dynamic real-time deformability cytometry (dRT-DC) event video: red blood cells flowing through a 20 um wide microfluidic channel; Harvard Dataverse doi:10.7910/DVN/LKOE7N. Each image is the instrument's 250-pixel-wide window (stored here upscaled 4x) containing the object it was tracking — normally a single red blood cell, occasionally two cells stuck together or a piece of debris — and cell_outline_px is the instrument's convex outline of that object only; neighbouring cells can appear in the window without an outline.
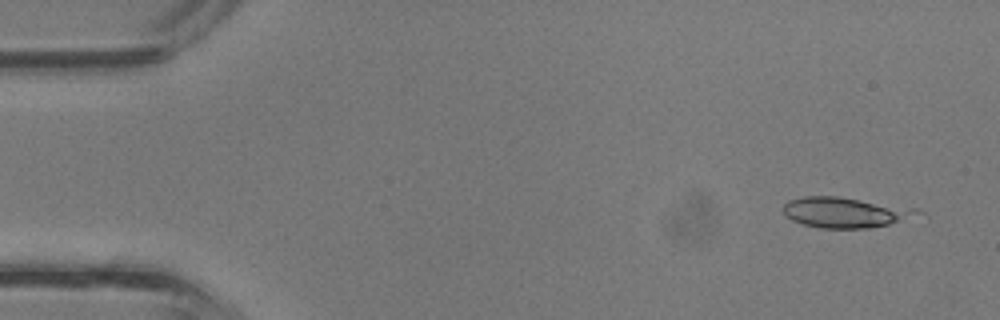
{"species": "common noctule bat (a hibernating species)", "species_latin": "Nyctalus noctula", "temperature_condition": "room temperature", "stored_images_in_passage": 3, "camera_frame_rate_fps": 3000, "um_per_image_px": 0.085, "animal": {"sex": "male", "body_mass_g": 13.3}, "frame": {"image": 1, "passage_image": 1, "time_ms": 0.0, "image_size_px": [1000, 320], "cell_outline_px": [[928, 216], [872, 228], [820, 228], [804, 224], [792, 220], [784, 216], [784, 204], [788, 200], [804, 196], [840, 196], [916, 208], [924, 212]], "centroid_in_image_um": [71.98, 18.06], "position_along_channel_um": 13.0, "area_um2": 24.51}}